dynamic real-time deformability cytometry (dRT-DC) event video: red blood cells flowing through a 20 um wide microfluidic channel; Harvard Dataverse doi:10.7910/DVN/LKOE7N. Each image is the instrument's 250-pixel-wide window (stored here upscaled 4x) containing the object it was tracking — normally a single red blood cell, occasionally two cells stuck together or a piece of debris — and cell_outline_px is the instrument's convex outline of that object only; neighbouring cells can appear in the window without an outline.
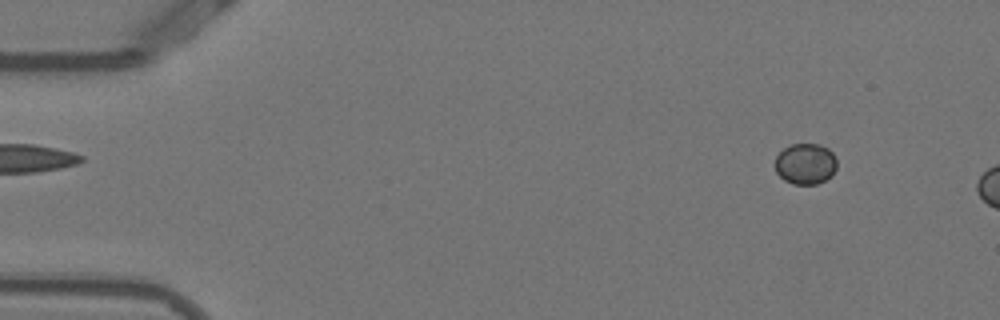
{"species": "Egyptian fruit bat (a non-hibernating species)", "species_latin": "Rousettus aegyptiacus", "temperature_condition": "warm", "stored_images_in_passage": 8, "camera_frame_rate_fps": 3000, "um_per_image_px": 0.085, "animal": {"sex": "female"}, "frame": {"image": 1, "passage_image": 5, "time_ms": 1.333, "image_size_px": [1000, 320], "cell_outline_px": [[836, 168], [832, 176], [816, 184], [792, 184], [784, 180], [776, 172], [776, 156], [784, 148], [792, 144], [820, 144], [828, 148], [832, 152], [836, 160]], "centroid_in_image_um": [68.47, 13.92], "position_along_channel_um": 16.5, "area_um2": 14.74}}